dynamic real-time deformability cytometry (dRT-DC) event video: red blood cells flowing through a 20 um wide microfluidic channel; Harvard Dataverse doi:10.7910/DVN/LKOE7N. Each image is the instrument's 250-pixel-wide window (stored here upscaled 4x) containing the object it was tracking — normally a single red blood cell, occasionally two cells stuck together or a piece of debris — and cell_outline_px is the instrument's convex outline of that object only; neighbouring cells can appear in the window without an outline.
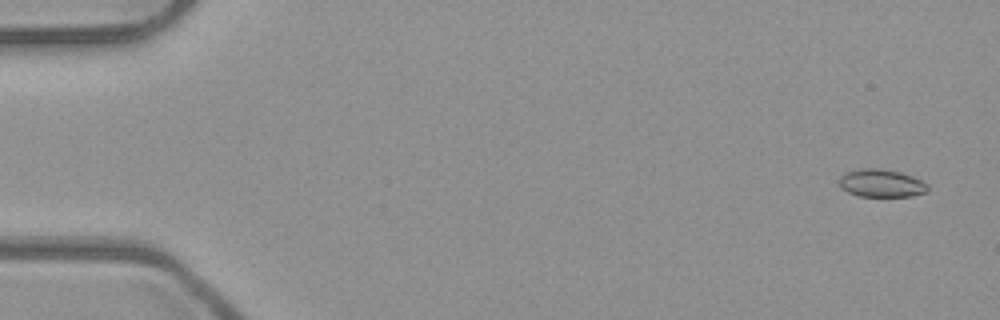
{"species": "common noctule bat (a hibernating species)", "species_latin": "Nyctalus noctula", "temperature_condition": "room temperature", "stored_images_in_passage": 5, "camera_frame_rate_fps": 3000, "um_per_image_px": 0.085, "animal": {"sex": "male", "body_mass_g": 23.1, "forearm_length_mm": 52.7}, "frame": {"image": 1, "passage_image": 1, "time_ms": 0.0, "image_size_px": [1000, 320], "cell_outline_px": [[928, 188], [924, 192], [912, 196], [860, 196], [848, 192], [840, 188], [840, 176], [844, 172], [860, 168], [880, 168], [900, 172], [912, 176], [928, 184]], "centroid_in_image_um": [74.88, 15.56], "position_along_channel_um": 10.1, "area_um2": 14.33}}